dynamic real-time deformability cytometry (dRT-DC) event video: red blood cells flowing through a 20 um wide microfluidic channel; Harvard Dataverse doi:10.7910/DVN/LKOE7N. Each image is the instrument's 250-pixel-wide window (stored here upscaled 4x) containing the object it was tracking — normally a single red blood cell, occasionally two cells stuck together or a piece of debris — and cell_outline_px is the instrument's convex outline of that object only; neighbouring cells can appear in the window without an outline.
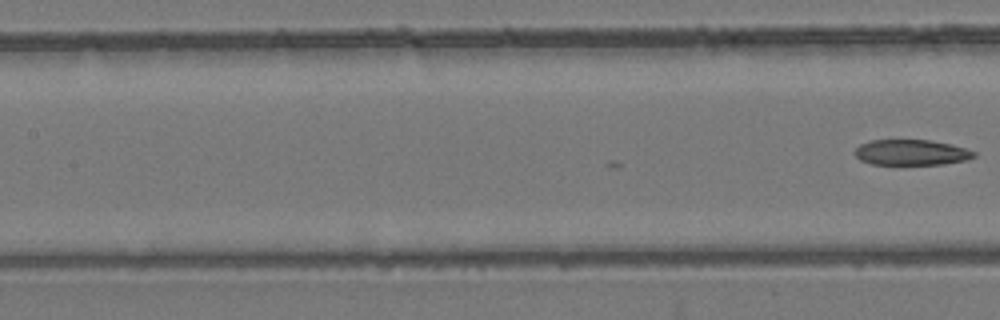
{"species": "common noctule bat (a hibernating species)", "species_latin": "Nyctalus noctula", "temperature_condition": "room temperature", "stored_images_in_passage": 23, "camera_frame_rate_fps": 3000, "um_per_image_px": 0.085, "animal": {"sex": "female", "body_mass_g": 24.6, "forearm_length_mm": 56.2}, "frame": {"image": 1, "passage_image": 23, "time_ms": 7.333, "image_size_px": [1000, 320], "cell_outline_px": [[976, 156], [968, 160], [940, 164], [872, 164], [860, 160], [852, 152], [860, 144], [872, 140], [928, 140], [952, 144], [976, 152]], "centroid_in_image_um": [77.45, 12.95], "position_along_channel_um": 129.9, "area_um2": 17.74}}